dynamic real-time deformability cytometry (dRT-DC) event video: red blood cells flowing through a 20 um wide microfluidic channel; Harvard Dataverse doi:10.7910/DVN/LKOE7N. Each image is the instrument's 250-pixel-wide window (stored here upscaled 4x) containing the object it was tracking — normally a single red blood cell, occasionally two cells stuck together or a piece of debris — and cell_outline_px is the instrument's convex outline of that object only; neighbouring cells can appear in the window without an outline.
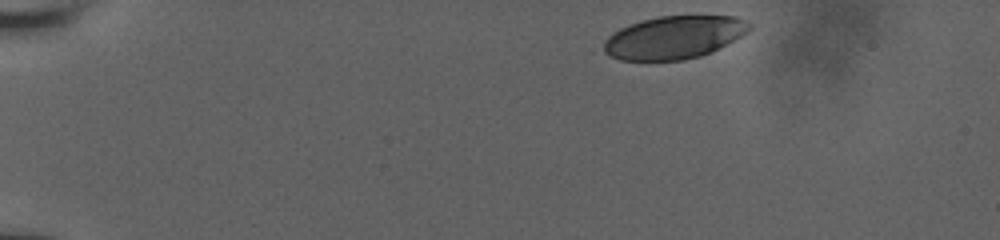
{"species": "human", "species_latin": "Homo sapiens", "temperature_condition": "room temperature", "stored_images_in_passage": 39, "camera_frame_rate_fps": 3000, "um_per_image_px": 0.085, "donor": {"sex": "male"}, "frame": {"image": 1, "passage_image": 1, "time_ms": 0.0, "image_size_px": [1000, 240], "cell_outline_px": [[752, 28], [748, 32], [712, 52], [700, 56], [684, 60], [620, 60], [608, 56], [604, 52], [604, 40], [608, 36], [620, 28], [640, 20], [660, 16], [736, 16], [752, 24]], "centroid_in_image_um": [57.29, 3.18], "position_along_channel_um": 27.7, "area_um2": 36.47}}
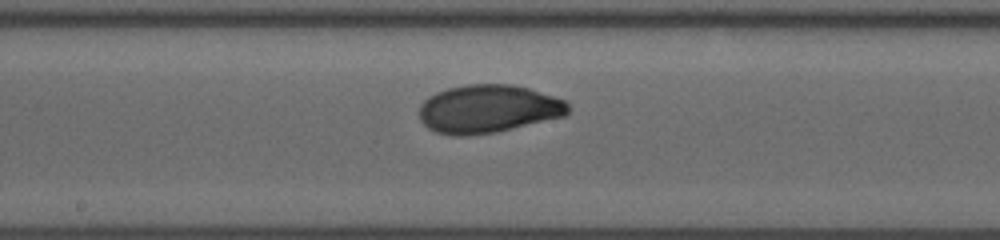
{"frame": {"image": 2, "passage_image": 23, "time_ms": 7.333, "image_size_px": [1000, 240], "cell_outline_px": [[568, 112], [564, 116], [496, 132], [468, 136], [456, 136], [436, 132], [428, 128], [420, 120], [420, 104], [428, 96], [436, 92], [448, 88], [468, 84], [512, 84], [528, 88], [564, 100], [568, 104]], "centroid_in_image_um": [41.45, 9.26], "position_along_channel_um": 206.7, "area_um2": 41.67}}
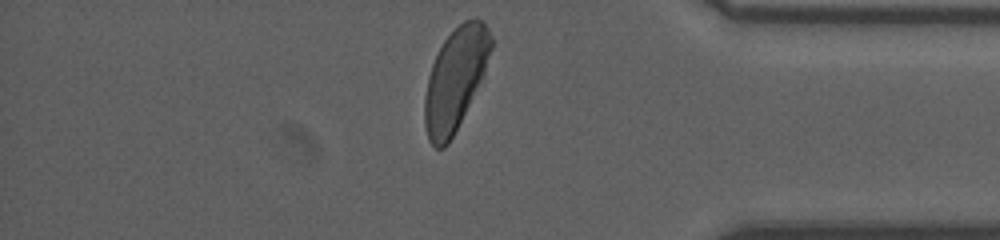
{"frame": {"image": 3, "passage_image": 39, "time_ms": 12.667, "image_size_px": [1000, 240], "cell_outline_px": [[496, 40], [484, 72], [448, 144], [444, 148], [436, 148], [428, 140], [424, 124], [424, 96], [428, 76], [432, 64], [444, 40], [464, 20], [484, 20]], "centroid_in_image_um": [38.71, 6.69], "position_along_channel_um": 396.5, "area_um2": 39.02}, "authors_computed_cell_mechanics": {"area_um2": 40.6334, "velocity_mm_per_s": 3.9028, "shape_relaxation_time_tau1_ms": 4.952, "shape_relaxation_time_tau2_ms": null, "deformation_change_tau1": 0.1778, "deformation_change_tau2": null}}